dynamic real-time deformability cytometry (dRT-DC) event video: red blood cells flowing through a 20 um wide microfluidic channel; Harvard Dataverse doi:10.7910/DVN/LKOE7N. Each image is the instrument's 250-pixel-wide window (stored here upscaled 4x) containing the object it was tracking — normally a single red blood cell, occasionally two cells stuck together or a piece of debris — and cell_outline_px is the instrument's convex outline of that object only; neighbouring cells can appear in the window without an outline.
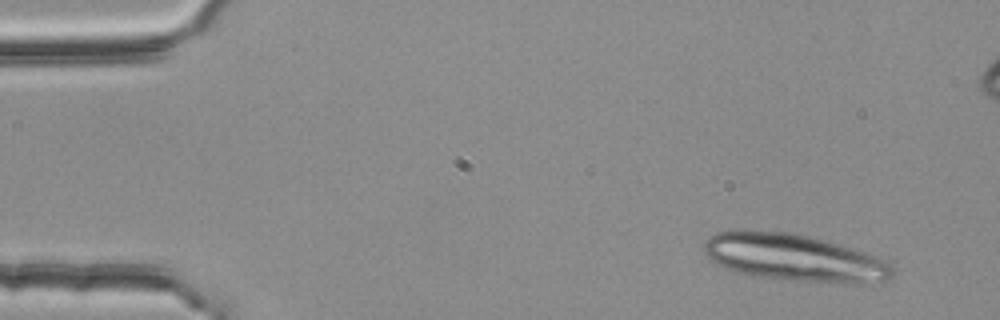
{"species": "common noctule bat (a hibernating species)", "species_latin": "Nyctalus noctula", "temperature_condition": "room temperature", "stored_images_in_passage": 4, "camera_frame_rate_fps": 3000, "um_per_image_px": 0.085, "animal": {"sex": "female", "body_mass_g": 25.1}, "frame": {"image": 1, "passage_image": 1, "time_ms": 0.0, "image_size_px": [1000, 320], "cell_outline_px": [[892, 276], [888, 280], [796, 280], [760, 276], [740, 272], [724, 268], [716, 264], [704, 252], [704, 244], [716, 232], [740, 228], [792, 232], [824, 240], [864, 252], [876, 256], [892, 264]], "centroid_in_image_um": [67.36, 21.82], "position_along_channel_um": 17.6, "area_um2": 50.34}}